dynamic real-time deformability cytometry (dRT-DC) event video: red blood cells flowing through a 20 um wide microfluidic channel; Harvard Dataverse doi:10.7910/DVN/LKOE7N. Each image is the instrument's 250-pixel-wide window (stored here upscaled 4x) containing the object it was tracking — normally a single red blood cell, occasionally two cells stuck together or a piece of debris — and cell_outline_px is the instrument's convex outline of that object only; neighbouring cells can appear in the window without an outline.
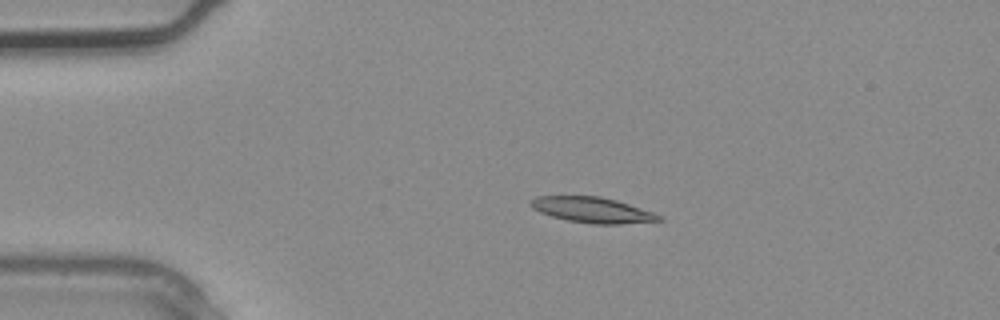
{"species": "common noctule bat (a hibernating species)", "species_latin": "Nyctalus noctula", "temperature_condition": "warm", "stored_images_in_passage": 3, "camera_frame_rate_fps": 3000, "um_per_image_px": 0.085, "animal": {"sex": "male", "body_mass_g": 20.4}, "frame": {"image": 1, "passage_image": 2, "time_ms": 0.333, "image_size_px": [1000, 320], "cell_outline_px": [[664, 220], [620, 224], [592, 224], [568, 220], [552, 216], [540, 212], [532, 208], [528, 204], [528, 200], [536, 196], [600, 196], [616, 200], [652, 212], [660, 216]], "centroid_in_image_um": [50.29, 17.84], "position_along_channel_um": 34.7, "area_um2": 19.02}}